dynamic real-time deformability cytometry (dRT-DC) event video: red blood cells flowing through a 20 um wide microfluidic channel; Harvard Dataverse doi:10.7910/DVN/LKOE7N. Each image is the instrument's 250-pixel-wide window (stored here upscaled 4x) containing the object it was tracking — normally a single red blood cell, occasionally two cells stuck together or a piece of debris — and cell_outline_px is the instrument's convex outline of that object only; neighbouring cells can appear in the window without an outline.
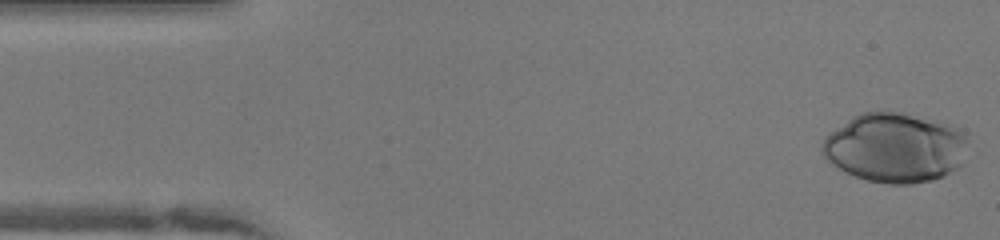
{"species": "human", "species_latin": "Homo sapiens", "temperature_condition": "warm", "stored_images_in_passage": 48, "camera_frame_rate_fps": 3000, "um_per_image_px": 0.085, "donor": {"sex": "female"}, "frame": {"image": 1, "passage_image": 1, "time_ms": 0.0, "image_size_px": [1000, 240], "cell_outline_px": [[968, 140], [960, 164], [956, 168], [944, 176], [932, 180], [912, 184], [888, 184], [868, 180], [856, 176], [832, 164], [824, 156], [820, 148], [824, 136], [852, 116], [860, 112], [880, 108], [884, 108], [936, 120], [956, 128], [964, 132]], "centroid_in_image_um": [76.04, 12.51], "position_along_channel_um": 9.0, "area_um2": 59.59}}
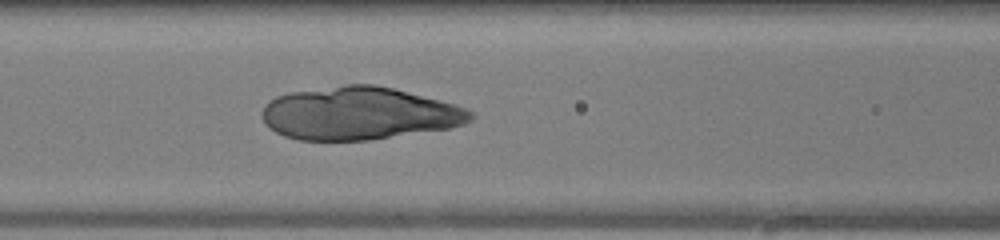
{"frame": {"image": 2, "passage_image": 19, "time_ms": 6.0, "image_size_px": [1000, 240], "cell_outline_px": [[476, 116], [472, 120], [464, 124], [448, 128], [368, 140], [296, 140], [284, 136], [268, 128], [264, 124], [260, 112], [264, 104], [268, 100], [276, 96], [292, 92], [348, 84], [376, 84], [456, 104], [472, 112]], "centroid_in_image_um": [30.47, 9.64], "position_along_channel_um": 136.1, "area_um2": 64.27}}
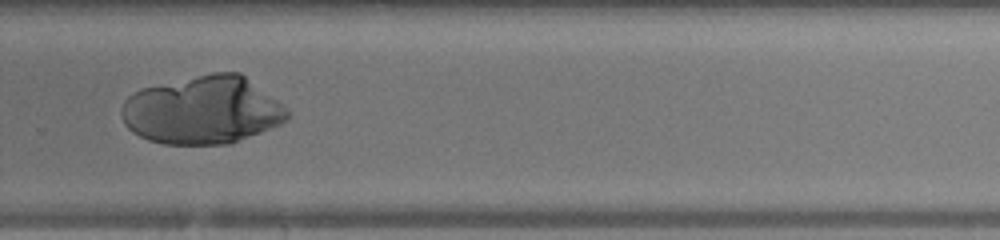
{"frame": {"image": 3, "passage_image": 32, "time_ms": 10.333, "image_size_px": [1000, 240], "cell_outline_px": [[292, 116], [288, 120], [280, 124], [232, 144], [164, 144], [148, 140], [132, 132], [124, 124], [120, 112], [124, 100], [132, 92], [140, 88], [212, 72], [240, 72], [288, 108]], "centroid_in_image_um": [17.22, 9.37], "position_along_channel_um": 312.6, "area_um2": 66.18}}